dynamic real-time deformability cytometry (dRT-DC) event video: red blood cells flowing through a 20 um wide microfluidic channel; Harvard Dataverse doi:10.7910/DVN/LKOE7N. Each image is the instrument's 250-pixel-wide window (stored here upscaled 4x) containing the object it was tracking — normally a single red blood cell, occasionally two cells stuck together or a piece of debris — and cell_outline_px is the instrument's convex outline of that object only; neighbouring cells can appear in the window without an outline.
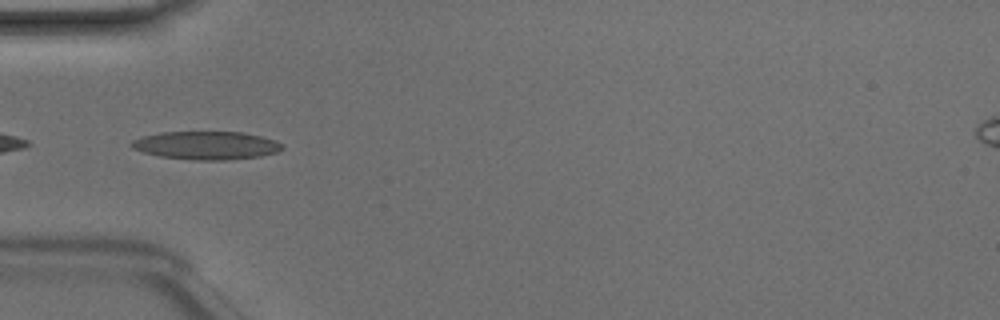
{"species": "Egyptian fruit bat (a non-hibernating species)", "species_latin": "Rousettus aegyptiacus", "temperature_condition": "room temperature", "stored_images_in_passage": 35, "camera_frame_rate_fps": 3000, "um_per_image_px": 0.085, "animal": {"sex": "male"}, "frame": {"image": 1, "passage_image": 2, "time_ms": 0.333, "image_size_px": [1000, 320], "cell_outline_px": [[284, 148], [276, 152], [260, 156], [224, 160], [192, 160], [160, 156], [144, 152], [132, 148], [128, 144], [132, 140], [144, 136], [160, 132], [244, 132], [276, 140], [284, 144]], "centroid_in_image_um": [17.54, 12.35], "position_along_channel_um": 67.5, "area_um2": 24.8}}
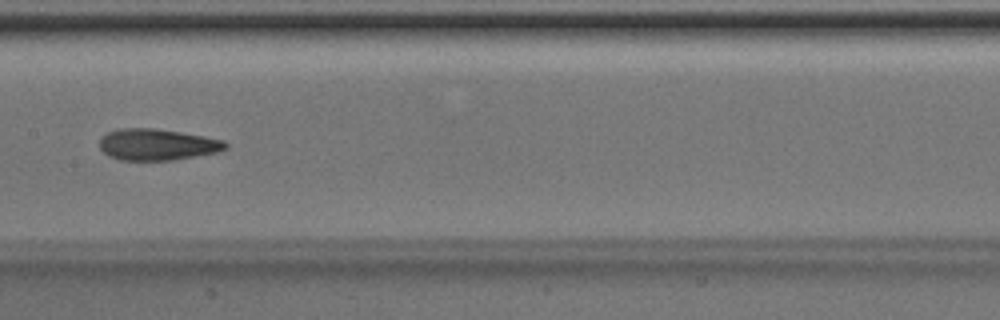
{"frame": {"image": 2, "passage_image": 11, "time_ms": 3.333, "image_size_px": [1000, 320], "cell_outline_px": [[228, 148], [216, 152], [172, 160], [120, 160], [108, 156], [100, 148], [100, 136], [108, 132], [120, 128], [156, 128], [204, 136], [224, 140], [228, 144]], "centroid_in_image_um": [13.34, 12.28], "position_along_channel_um": 194.1, "area_um2": 23.06}}
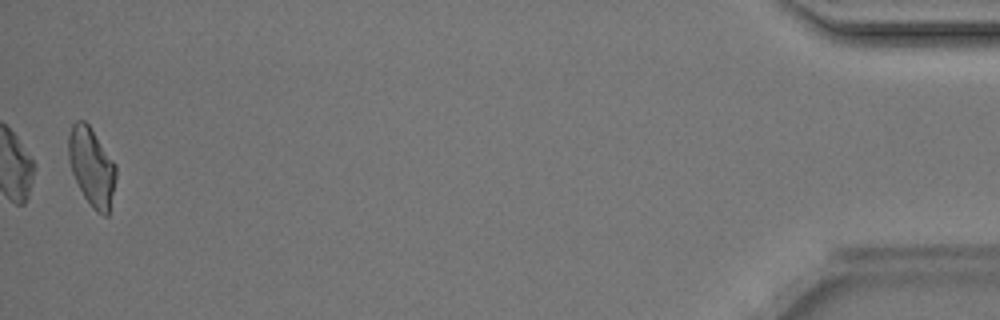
{"frame": {"image": 3, "passage_image": 34, "time_ms": 11.0, "image_size_px": [1000, 320], "cell_outline_px": [[116, 176], [108, 216], [104, 216], [96, 212], [92, 208], [84, 196], [72, 172], [68, 160], [68, 136], [72, 124], [76, 120], [84, 120], [88, 124], [116, 164]], "centroid_in_image_um": [7.79, 14.17], "position_along_channel_um": 427.4, "area_um2": 21.56}, "authors_computed_cell_mechanics": {"area_um2": 22.542, "velocity_mm_per_s": 4.2278, "shape_relaxation_time_tau1_ms": 2.5414, "shape_relaxation_time_tau2_ms": 2.5131, "deformation_change_tau1": 0.1571, "deformation_change_tau2": 0.1194}}